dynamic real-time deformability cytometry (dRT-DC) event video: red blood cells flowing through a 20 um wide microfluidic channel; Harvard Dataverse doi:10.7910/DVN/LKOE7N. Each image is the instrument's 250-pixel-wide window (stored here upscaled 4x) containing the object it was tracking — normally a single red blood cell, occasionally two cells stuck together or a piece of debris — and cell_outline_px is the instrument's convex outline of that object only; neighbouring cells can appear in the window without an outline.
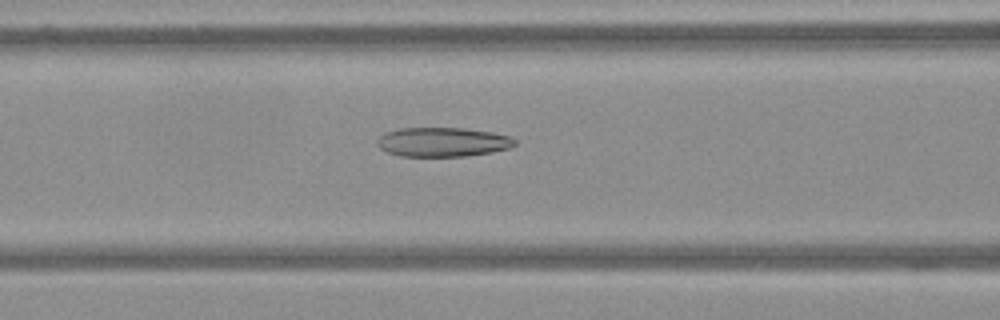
{"species": "Egyptian fruit bat (a non-hibernating species)", "species_latin": "Rousettus aegyptiacus", "temperature_condition": "warm", "stored_images_in_passage": 65, "camera_frame_rate_fps": 3000, "um_per_image_px": 0.085, "frame": {"image": 1, "passage_image": 28, "time_ms": 9.0, "image_size_px": [1000, 320], "cell_outline_px": [[516, 144], [508, 148], [492, 152], [464, 156], [400, 156], [388, 152], [380, 148], [376, 144], [376, 140], [384, 132], [400, 128], [464, 128], [492, 132], [512, 136], [516, 140]], "centroid_in_image_um": [37.62, 12.06], "position_along_channel_um": 129.0, "area_um2": 23.58}}
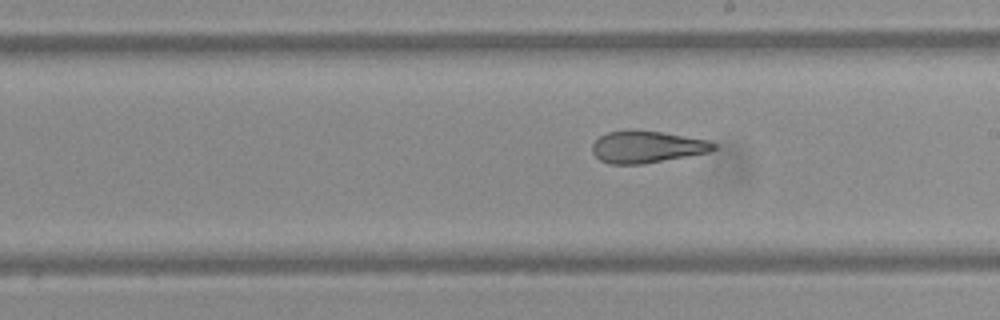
{"frame": {"image": 2, "passage_image": 38, "time_ms": 12.333, "image_size_px": [1000, 320], "cell_outline_px": [[716, 148], [708, 152], [640, 164], [608, 164], [600, 160], [592, 152], [592, 144], [600, 136], [608, 132], [628, 128], [632, 128], [660, 132], [708, 140], [716, 144]], "centroid_in_image_um": [54.92, 12.46], "position_along_channel_um": 234.1, "area_um2": 22.6}}
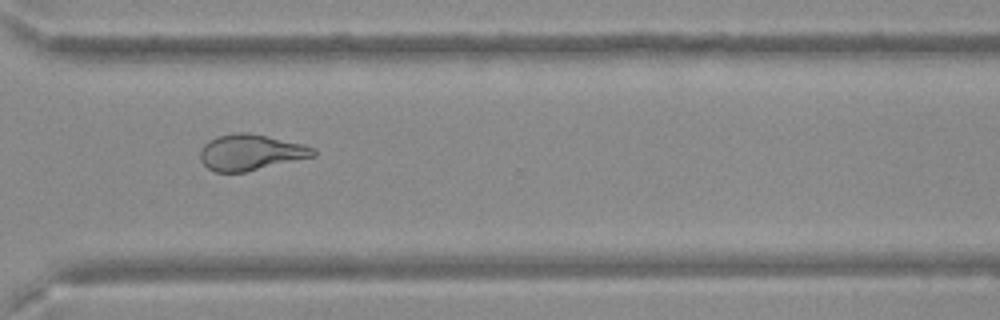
{"frame": {"image": 3, "passage_image": 49, "time_ms": 16.0, "image_size_px": [1000, 320], "cell_outline_px": [[316, 156], [244, 172], [216, 172], [208, 168], [200, 160], [200, 148], [208, 140], [216, 136], [236, 132], [248, 132], [268, 136], [304, 144], [316, 148]], "centroid_in_image_um": [21.3, 12.93], "position_along_channel_um": 349.3, "area_um2": 23.87}}